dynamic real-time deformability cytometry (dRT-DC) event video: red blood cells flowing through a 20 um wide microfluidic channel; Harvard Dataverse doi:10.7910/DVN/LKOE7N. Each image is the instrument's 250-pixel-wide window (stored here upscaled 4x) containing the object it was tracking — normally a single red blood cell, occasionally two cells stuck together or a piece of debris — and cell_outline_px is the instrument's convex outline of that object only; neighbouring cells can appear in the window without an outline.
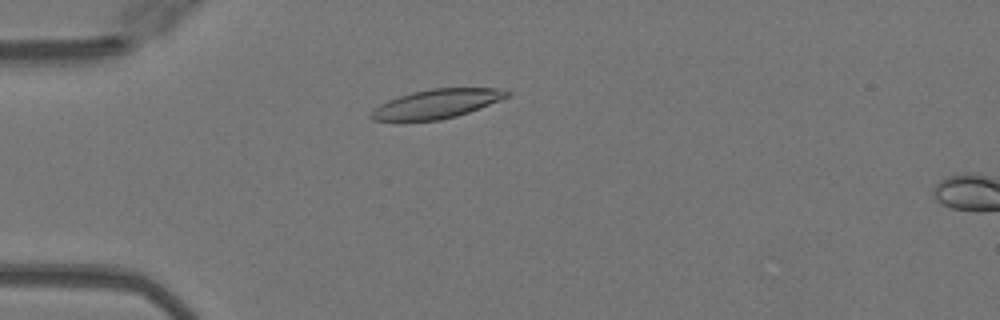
{"species": "Egyptian fruit bat (a non-hibernating species)", "species_latin": "Rousettus aegyptiacus", "temperature_condition": "warm", "stored_images_in_passage": 49, "camera_frame_rate_fps": 3000, "um_per_image_px": 0.085, "animal": {"sex": "female"}, "frame": {"image": 1, "passage_image": 13, "time_ms": 4.0, "image_size_px": [1000, 320], "cell_outline_px": [[512, 92], [508, 96], [468, 112], [456, 116], [440, 120], [372, 120], [368, 116], [380, 104], [388, 100], [412, 92], [432, 88], [496, 88]], "centroid_in_image_um": [37.1, 8.81], "position_along_channel_um": 47.9, "area_um2": 22.48}}
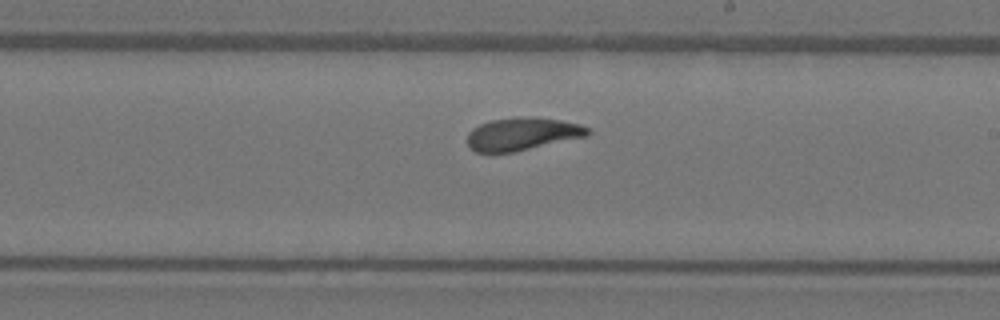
{"frame": {"image": 2, "passage_image": 29, "time_ms": 9.333, "image_size_px": [1000, 320], "cell_outline_px": [[592, 132], [588, 136], [512, 152], [476, 152], [468, 144], [468, 132], [472, 128], [480, 124], [492, 120], [516, 116], [528, 116], [560, 120], [580, 124], [588, 128]], "centroid_in_image_um": [44.41, 11.37], "position_along_channel_um": 244.6, "area_um2": 22.95}}
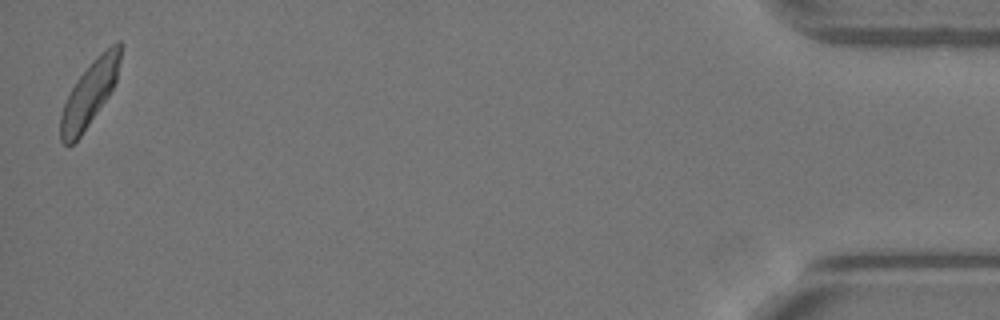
{"frame": {"image": 3, "passage_image": 49, "time_ms": 16.0, "image_size_px": [1000, 320], "cell_outline_px": [[124, 44], [116, 80], [108, 96], [80, 136], [68, 148], [60, 140], [60, 116], [64, 104], [76, 80], [92, 60], [100, 52], [116, 40], [120, 40]], "centroid_in_image_um": [7.64, 7.88], "position_along_channel_um": 427.6, "area_um2": 22.6}, "authors_computed_cell_mechanics": {"area_um2": 23.0044, "velocity_mm_per_s": 4.0391, "shape_relaxation_time_tau1_ms": 2.4296, "shape_relaxation_time_tau2_ms": 1.1083, "deformation_change_tau1": 0.1175, "deformation_change_tau2": 0.0757}}